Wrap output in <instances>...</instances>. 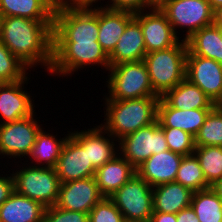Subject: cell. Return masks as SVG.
<instances>
[{
  "mask_svg": "<svg viewBox=\"0 0 222 222\" xmlns=\"http://www.w3.org/2000/svg\"><path fill=\"white\" fill-rule=\"evenodd\" d=\"M0 41L27 68L50 71L53 57V21L3 16Z\"/></svg>",
  "mask_w": 222,
  "mask_h": 222,
  "instance_id": "cell-1",
  "label": "cell"
},
{
  "mask_svg": "<svg viewBox=\"0 0 222 222\" xmlns=\"http://www.w3.org/2000/svg\"><path fill=\"white\" fill-rule=\"evenodd\" d=\"M160 97H144L129 100H111L105 98L103 124L116 140L146 127L157 120V104ZM106 112V113H105ZM118 138V139H117Z\"/></svg>",
  "mask_w": 222,
  "mask_h": 222,
  "instance_id": "cell-2",
  "label": "cell"
},
{
  "mask_svg": "<svg viewBox=\"0 0 222 222\" xmlns=\"http://www.w3.org/2000/svg\"><path fill=\"white\" fill-rule=\"evenodd\" d=\"M94 64L106 70L110 67L109 56L98 40H53L50 75L71 76L72 72Z\"/></svg>",
  "mask_w": 222,
  "mask_h": 222,
  "instance_id": "cell-3",
  "label": "cell"
},
{
  "mask_svg": "<svg viewBox=\"0 0 222 222\" xmlns=\"http://www.w3.org/2000/svg\"><path fill=\"white\" fill-rule=\"evenodd\" d=\"M186 56L187 44L183 39L171 48L146 53L143 61L153 91L159 97L185 79Z\"/></svg>",
  "mask_w": 222,
  "mask_h": 222,
  "instance_id": "cell-4",
  "label": "cell"
},
{
  "mask_svg": "<svg viewBox=\"0 0 222 222\" xmlns=\"http://www.w3.org/2000/svg\"><path fill=\"white\" fill-rule=\"evenodd\" d=\"M56 6L53 40H98L99 6Z\"/></svg>",
  "mask_w": 222,
  "mask_h": 222,
  "instance_id": "cell-5",
  "label": "cell"
},
{
  "mask_svg": "<svg viewBox=\"0 0 222 222\" xmlns=\"http://www.w3.org/2000/svg\"><path fill=\"white\" fill-rule=\"evenodd\" d=\"M106 82L111 100H129L144 97H159L150 82L149 73L143 60L124 62L108 69Z\"/></svg>",
  "mask_w": 222,
  "mask_h": 222,
  "instance_id": "cell-6",
  "label": "cell"
},
{
  "mask_svg": "<svg viewBox=\"0 0 222 222\" xmlns=\"http://www.w3.org/2000/svg\"><path fill=\"white\" fill-rule=\"evenodd\" d=\"M28 166L12 173L14 191L46 208L56 205L61 183L55 169L30 164Z\"/></svg>",
  "mask_w": 222,
  "mask_h": 222,
  "instance_id": "cell-7",
  "label": "cell"
},
{
  "mask_svg": "<svg viewBox=\"0 0 222 222\" xmlns=\"http://www.w3.org/2000/svg\"><path fill=\"white\" fill-rule=\"evenodd\" d=\"M157 6L166 15L176 35L179 28H187L183 40L213 24L214 11L207 0H161Z\"/></svg>",
  "mask_w": 222,
  "mask_h": 222,
  "instance_id": "cell-8",
  "label": "cell"
},
{
  "mask_svg": "<svg viewBox=\"0 0 222 222\" xmlns=\"http://www.w3.org/2000/svg\"><path fill=\"white\" fill-rule=\"evenodd\" d=\"M109 198L126 221H149L153 213V188L137 173Z\"/></svg>",
  "mask_w": 222,
  "mask_h": 222,
  "instance_id": "cell-9",
  "label": "cell"
},
{
  "mask_svg": "<svg viewBox=\"0 0 222 222\" xmlns=\"http://www.w3.org/2000/svg\"><path fill=\"white\" fill-rule=\"evenodd\" d=\"M117 142H119V154L135 169L151 155L169 150L158 120L124 136Z\"/></svg>",
  "mask_w": 222,
  "mask_h": 222,
  "instance_id": "cell-10",
  "label": "cell"
},
{
  "mask_svg": "<svg viewBox=\"0 0 222 222\" xmlns=\"http://www.w3.org/2000/svg\"><path fill=\"white\" fill-rule=\"evenodd\" d=\"M0 124V155L23 158L30 154L37 134L43 128L34 115Z\"/></svg>",
  "mask_w": 222,
  "mask_h": 222,
  "instance_id": "cell-11",
  "label": "cell"
},
{
  "mask_svg": "<svg viewBox=\"0 0 222 222\" xmlns=\"http://www.w3.org/2000/svg\"><path fill=\"white\" fill-rule=\"evenodd\" d=\"M144 12L134 13V18L140 23L143 31L147 53L171 48L180 41L158 6Z\"/></svg>",
  "mask_w": 222,
  "mask_h": 222,
  "instance_id": "cell-12",
  "label": "cell"
},
{
  "mask_svg": "<svg viewBox=\"0 0 222 222\" xmlns=\"http://www.w3.org/2000/svg\"><path fill=\"white\" fill-rule=\"evenodd\" d=\"M185 78L216 104L222 96V64L194 54L186 56Z\"/></svg>",
  "mask_w": 222,
  "mask_h": 222,
  "instance_id": "cell-13",
  "label": "cell"
},
{
  "mask_svg": "<svg viewBox=\"0 0 222 222\" xmlns=\"http://www.w3.org/2000/svg\"><path fill=\"white\" fill-rule=\"evenodd\" d=\"M104 196L95 177L61 183L56 207L89 214Z\"/></svg>",
  "mask_w": 222,
  "mask_h": 222,
  "instance_id": "cell-14",
  "label": "cell"
},
{
  "mask_svg": "<svg viewBox=\"0 0 222 222\" xmlns=\"http://www.w3.org/2000/svg\"><path fill=\"white\" fill-rule=\"evenodd\" d=\"M60 183L94 177L96 169L87 156V148H82L71 136L63 146L54 167Z\"/></svg>",
  "mask_w": 222,
  "mask_h": 222,
  "instance_id": "cell-15",
  "label": "cell"
},
{
  "mask_svg": "<svg viewBox=\"0 0 222 222\" xmlns=\"http://www.w3.org/2000/svg\"><path fill=\"white\" fill-rule=\"evenodd\" d=\"M27 75L16 82L0 83V124L17 121L34 113L32 96L23 91L24 84L29 81ZM25 82V83H24Z\"/></svg>",
  "mask_w": 222,
  "mask_h": 222,
  "instance_id": "cell-16",
  "label": "cell"
},
{
  "mask_svg": "<svg viewBox=\"0 0 222 222\" xmlns=\"http://www.w3.org/2000/svg\"><path fill=\"white\" fill-rule=\"evenodd\" d=\"M70 136L82 148H87L88 159L96 170L119 154L118 145L114 142L117 140L101 125L81 132H70Z\"/></svg>",
  "mask_w": 222,
  "mask_h": 222,
  "instance_id": "cell-17",
  "label": "cell"
},
{
  "mask_svg": "<svg viewBox=\"0 0 222 222\" xmlns=\"http://www.w3.org/2000/svg\"><path fill=\"white\" fill-rule=\"evenodd\" d=\"M182 158L183 155L171 150L153 154L136 168V173L152 188L175 182Z\"/></svg>",
  "mask_w": 222,
  "mask_h": 222,
  "instance_id": "cell-18",
  "label": "cell"
},
{
  "mask_svg": "<svg viewBox=\"0 0 222 222\" xmlns=\"http://www.w3.org/2000/svg\"><path fill=\"white\" fill-rule=\"evenodd\" d=\"M211 110L175 109L160 97L157 104V120L162 128H178L195 137Z\"/></svg>",
  "mask_w": 222,
  "mask_h": 222,
  "instance_id": "cell-19",
  "label": "cell"
},
{
  "mask_svg": "<svg viewBox=\"0 0 222 222\" xmlns=\"http://www.w3.org/2000/svg\"><path fill=\"white\" fill-rule=\"evenodd\" d=\"M133 18L132 12L112 10L100 5L98 42L108 56L115 49L126 26Z\"/></svg>",
  "mask_w": 222,
  "mask_h": 222,
  "instance_id": "cell-20",
  "label": "cell"
},
{
  "mask_svg": "<svg viewBox=\"0 0 222 222\" xmlns=\"http://www.w3.org/2000/svg\"><path fill=\"white\" fill-rule=\"evenodd\" d=\"M146 53L143 31L140 23L133 18L126 26L115 49L109 55L110 66L141 61Z\"/></svg>",
  "mask_w": 222,
  "mask_h": 222,
  "instance_id": "cell-21",
  "label": "cell"
},
{
  "mask_svg": "<svg viewBox=\"0 0 222 222\" xmlns=\"http://www.w3.org/2000/svg\"><path fill=\"white\" fill-rule=\"evenodd\" d=\"M136 174V169L120 154L95 172V179L104 197L111 196Z\"/></svg>",
  "mask_w": 222,
  "mask_h": 222,
  "instance_id": "cell-22",
  "label": "cell"
},
{
  "mask_svg": "<svg viewBox=\"0 0 222 222\" xmlns=\"http://www.w3.org/2000/svg\"><path fill=\"white\" fill-rule=\"evenodd\" d=\"M46 207L13 192L0 206V222H43Z\"/></svg>",
  "mask_w": 222,
  "mask_h": 222,
  "instance_id": "cell-23",
  "label": "cell"
},
{
  "mask_svg": "<svg viewBox=\"0 0 222 222\" xmlns=\"http://www.w3.org/2000/svg\"><path fill=\"white\" fill-rule=\"evenodd\" d=\"M193 192L177 182L153 187V212L177 214L191 205Z\"/></svg>",
  "mask_w": 222,
  "mask_h": 222,
  "instance_id": "cell-24",
  "label": "cell"
},
{
  "mask_svg": "<svg viewBox=\"0 0 222 222\" xmlns=\"http://www.w3.org/2000/svg\"><path fill=\"white\" fill-rule=\"evenodd\" d=\"M162 98L175 109H213L215 107L211 99L186 78L173 89L168 90Z\"/></svg>",
  "mask_w": 222,
  "mask_h": 222,
  "instance_id": "cell-25",
  "label": "cell"
},
{
  "mask_svg": "<svg viewBox=\"0 0 222 222\" xmlns=\"http://www.w3.org/2000/svg\"><path fill=\"white\" fill-rule=\"evenodd\" d=\"M55 7L49 0H0L2 16H18L38 21H53Z\"/></svg>",
  "mask_w": 222,
  "mask_h": 222,
  "instance_id": "cell-26",
  "label": "cell"
},
{
  "mask_svg": "<svg viewBox=\"0 0 222 222\" xmlns=\"http://www.w3.org/2000/svg\"><path fill=\"white\" fill-rule=\"evenodd\" d=\"M185 41L187 54L213 59L222 64V37L214 24L196 31Z\"/></svg>",
  "mask_w": 222,
  "mask_h": 222,
  "instance_id": "cell-27",
  "label": "cell"
},
{
  "mask_svg": "<svg viewBox=\"0 0 222 222\" xmlns=\"http://www.w3.org/2000/svg\"><path fill=\"white\" fill-rule=\"evenodd\" d=\"M67 135L68 136L58 140L55 135L53 136V134L41 129L27 157H31L32 160L37 163L34 164V166L54 168L70 133Z\"/></svg>",
  "mask_w": 222,
  "mask_h": 222,
  "instance_id": "cell-28",
  "label": "cell"
},
{
  "mask_svg": "<svg viewBox=\"0 0 222 222\" xmlns=\"http://www.w3.org/2000/svg\"><path fill=\"white\" fill-rule=\"evenodd\" d=\"M190 206L199 222H222V200L210 187L193 192Z\"/></svg>",
  "mask_w": 222,
  "mask_h": 222,
  "instance_id": "cell-29",
  "label": "cell"
},
{
  "mask_svg": "<svg viewBox=\"0 0 222 222\" xmlns=\"http://www.w3.org/2000/svg\"><path fill=\"white\" fill-rule=\"evenodd\" d=\"M209 186L222 178V146L195 147L194 153Z\"/></svg>",
  "mask_w": 222,
  "mask_h": 222,
  "instance_id": "cell-30",
  "label": "cell"
},
{
  "mask_svg": "<svg viewBox=\"0 0 222 222\" xmlns=\"http://www.w3.org/2000/svg\"><path fill=\"white\" fill-rule=\"evenodd\" d=\"M175 182L182 184L192 192L210 187L205 180L203 170L194 154L183 156Z\"/></svg>",
  "mask_w": 222,
  "mask_h": 222,
  "instance_id": "cell-31",
  "label": "cell"
},
{
  "mask_svg": "<svg viewBox=\"0 0 222 222\" xmlns=\"http://www.w3.org/2000/svg\"><path fill=\"white\" fill-rule=\"evenodd\" d=\"M195 147L222 146V109L214 107L194 137Z\"/></svg>",
  "mask_w": 222,
  "mask_h": 222,
  "instance_id": "cell-32",
  "label": "cell"
},
{
  "mask_svg": "<svg viewBox=\"0 0 222 222\" xmlns=\"http://www.w3.org/2000/svg\"><path fill=\"white\" fill-rule=\"evenodd\" d=\"M27 67L0 41V82H16L27 74Z\"/></svg>",
  "mask_w": 222,
  "mask_h": 222,
  "instance_id": "cell-33",
  "label": "cell"
},
{
  "mask_svg": "<svg viewBox=\"0 0 222 222\" xmlns=\"http://www.w3.org/2000/svg\"><path fill=\"white\" fill-rule=\"evenodd\" d=\"M168 149L183 156L194 153V137L178 128H163Z\"/></svg>",
  "mask_w": 222,
  "mask_h": 222,
  "instance_id": "cell-34",
  "label": "cell"
},
{
  "mask_svg": "<svg viewBox=\"0 0 222 222\" xmlns=\"http://www.w3.org/2000/svg\"><path fill=\"white\" fill-rule=\"evenodd\" d=\"M122 213L109 197H103L89 212V222H124Z\"/></svg>",
  "mask_w": 222,
  "mask_h": 222,
  "instance_id": "cell-35",
  "label": "cell"
},
{
  "mask_svg": "<svg viewBox=\"0 0 222 222\" xmlns=\"http://www.w3.org/2000/svg\"><path fill=\"white\" fill-rule=\"evenodd\" d=\"M43 222H89V214L63 210L54 205L46 208Z\"/></svg>",
  "mask_w": 222,
  "mask_h": 222,
  "instance_id": "cell-36",
  "label": "cell"
},
{
  "mask_svg": "<svg viewBox=\"0 0 222 222\" xmlns=\"http://www.w3.org/2000/svg\"><path fill=\"white\" fill-rule=\"evenodd\" d=\"M109 5H105L106 8L112 10L129 11L132 13L145 11V9H151L157 6L154 0H110Z\"/></svg>",
  "mask_w": 222,
  "mask_h": 222,
  "instance_id": "cell-37",
  "label": "cell"
},
{
  "mask_svg": "<svg viewBox=\"0 0 222 222\" xmlns=\"http://www.w3.org/2000/svg\"><path fill=\"white\" fill-rule=\"evenodd\" d=\"M14 192V179L12 174L7 177L0 176V206Z\"/></svg>",
  "mask_w": 222,
  "mask_h": 222,
  "instance_id": "cell-38",
  "label": "cell"
},
{
  "mask_svg": "<svg viewBox=\"0 0 222 222\" xmlns=\"http://www.w3.org/2000/svg\"><path fill=\"white\" fill-rule=\"evenodd\" d=\"M177 222H199L193 208L191 206L182 209L176 214Z\"/></svg>",
  "mask_w": 222,
  "mask_h": 222,
  "instance_id": "cell-39",
  "label": "cell"
},
{
  "mask_svg": "<svg viewBox=\"0 0 222 222\" xmlns=\"http://www.w3.org/2000/svg\"><path fill=\"white\" fill-rule=\"evenodd\" d=\"M150 222H177L176 214L153 212Z\"/></svg>",
  "mask_w": 222,
  "mask_h": 222,
  "instance_id": "cell-40",
  "label": "cell"
},
{
  "mask_svg": "<svg viewBox=\"0 0 222 222\" xmlns=\"http://www.w3.org/2000/svg\"><path fill=\"white\" fill-rule=\"evenodd\" d=\"M99 0H64V6H93ZM101 1V0H100Z\"/></svg>",
  "mask_w": 222,
  "mask_h": 222,
  "instance_id": "cell-41",
  "label": "cell"
},
{
  "mask_svg": "<svg viewBox=\"0 0 222 222\" xmlns=\"http://www.w3.org/2000/svg\"><path fill=\"white\" fill-rule=\"evenodd\" d=\"M213 24L215 26H222V6L214 10Z\"/></svg>",
  "mask_w": 222,
  "mask_h": 222,
  "instance_id": "cell-42",
  "label": "cell"
},
{
  "mask_svg": "<svg viewBox=\"0 0 222 222\" xmlns=\"http://www.w3.org/2000/svg\"><path fill=\"white\" fill-rule=\"evenodd\" d=\"M210 188L218 195V197L222 200V178L215 182Z\"/></svg>",
  "mask_w": 222,
  "mask_h": 222,
  "instance_id": "cell-43",
  "label": "cell"
},
{
  "mask_svg": "<svg viewBox=\"0 0 222 222\" xmlns=\"http://www.w3.org/2000/svg\"><path fill=\"white\" fill-rule=\"evenodd\" d=\"M207 1L210 4L213 11L222 6V0H207Z\"/></svg>",
  "mask_w": 222,
  "mask_h": 222,
  "instance_id": "cell-44",
  "label": "cell"
},
{
  "mask_svg": "<svg viewBox=\"0 0 222 222\" xmlns=\"http://www.w3.org/2000/svg\"><path fill=\"white\" fill-rule=\"evenodd\" d=\"M51 1L55 6H64V0H49Z\"/></svg>",
  "mask_w": 222,
  "mask_h": 222,
  "instance_id": "cell-45",
  "label": "cell"
},
{
  "mask_svg": "<svg viewBox=\"0 0 222 222\" xmlns=\"http://www.w3.org/2000/svg\"><path fill=\"white\" fill-rule=\"evenodd\" d=\"M215 107L222 109V96L220 97L219 101L215 104Z\"/></svg>",
  "mask_w": 222,
  "mask_h": 222,
  "instance_id": "cell-46",
  "label": "cell"
},
{
  "mask_svg": "<svg viewBox=\"0 0 222 222\" xmlns=\"http://www.w3.org/2000/svg\"><path fill=\"white\" fill-rule=\"evenodd\" d=\"M2 19H3V16H2V14L0 13V32H1V26H2Z\"/></svg>",
  "mask_w": 222,
  "mask_h": 222,
  "instance_id": "cell-47",
  "label": "cell"
},
{
  "mask_svg": "<svg viewBox=\"0 0 222 222\" xmlns=\"http://www.w3.org/2000/svg\"><path fill=\"white\" fill-rule=\"evenodd\" d=\"M219 28V31H220V34H221V37H222V26H217Z\"/></svg>",
  "mask_w": 222,
  "mask_h": 222,
  "instance_id": "cell-48",
  "label": "cell"
},
{
  "mask_svg": "<svg viewBox=\"0 0 222 222\" xmlns=\"http://www.w3.org/2000/svg\"><path fill=\"white\" fill-rule=\"evenodd\" d=\"M124 222H149V221H124Z\"/></svg>",
  "mask_w": 222,
  "mask_h": 222,
  "instance_id": "cell-49",
  "label": "cell"
},
{
  "mask_svg": "<svg viewBox=\"0 0 222 222\" xmlns=\"http://www.w3.org/2000/svg\"><path fill=\"white\" fill-rule=\"evenodd\" d=\"M157 4L161 1V0H154Z\"/></svg>",
  "mask_w": 222,
  "mask_h": 222,
  "instance_id": "cell-50",
  "label": "cell"
}]
</instances>
